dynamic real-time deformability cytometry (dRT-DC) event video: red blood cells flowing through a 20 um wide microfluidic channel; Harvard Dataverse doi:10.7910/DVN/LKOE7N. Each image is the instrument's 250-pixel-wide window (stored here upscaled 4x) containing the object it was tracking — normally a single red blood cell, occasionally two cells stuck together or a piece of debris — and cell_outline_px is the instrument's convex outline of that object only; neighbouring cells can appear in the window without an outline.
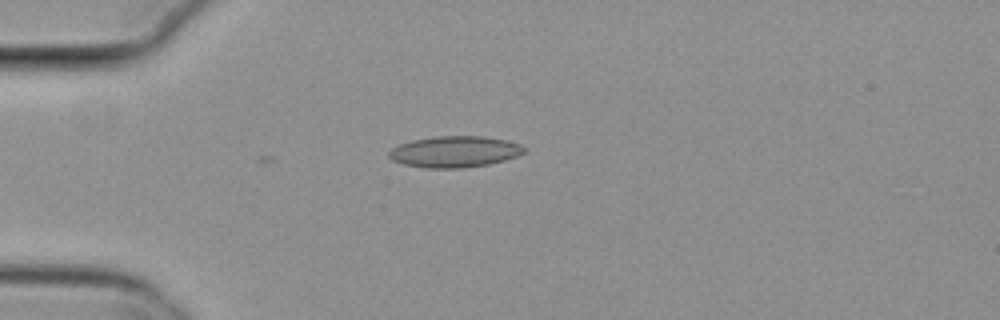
{"species": "common noctule bat (a hibernating species)", "species_latin": "Nyctalus noctula", "temperature_condition": "cold", "stored_images_in_passage": 2, "camera_frame_rate_fps": 3000, "um_per_image_px": 0.085, "animal": {"sex": "female", "body_mass_g": 29.2, "forearm_length_mm": 56.3}, "frame": {"image": 1, "passage_image": 2, "time_ms": 0.333, "image_size_px": [1000, 320], "cell_outline_px": [[528, 148], [524, 152], [516, 156], [504, 160], [488, 164], [464, 168], [424, 168], [404, 164], [392, 160], [388, 156], [388, 152], [392, 148], [400, 144], [412, 140], [436, 136], [484, 136], [504, 140], [520, 144]], "centroid_in_image_um": [38.64, 12.89], "position_along_channel_um": 46.4, "area_um2": 24.62}}